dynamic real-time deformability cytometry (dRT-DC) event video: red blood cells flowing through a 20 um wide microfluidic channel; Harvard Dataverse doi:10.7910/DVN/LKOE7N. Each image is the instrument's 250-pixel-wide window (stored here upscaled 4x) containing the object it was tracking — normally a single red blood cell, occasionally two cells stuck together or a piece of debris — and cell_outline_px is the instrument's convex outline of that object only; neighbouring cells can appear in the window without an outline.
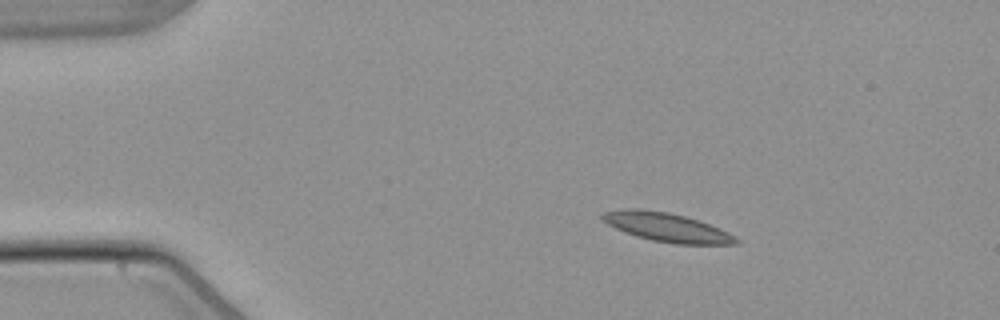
{"species": "common noctule bat (a hibernating species)", "species_latin": "Nyctalus noctula", "temperature_condition": "warm", "stored_images_in_passage": 3, "camera_frame_rate_fps": 3000, "um_per_image_px": 0.085, "animal": {"sex": "male", "body_mass_g": 21.5, "forearm_length_mm": 52.0}, "frame": {"image": 1, "passage_image": 1, "time_ms": 0.0, "image_size_px": [1000, 320], "cell_outline_px": [[740, 244], [676, 244], [652, 240], [636, 236], [624, 232], [600, 220], [600, 216], [604, 212], [624, 208], [640, 208], [668, 212], [684, 216], [708, 224], [728, 232], [736, 236], [740, 240]], "centroid_in_image_um": [56.65, 19.31], "position_along_channel_um": 28.3, "area_um2": 22.48}}